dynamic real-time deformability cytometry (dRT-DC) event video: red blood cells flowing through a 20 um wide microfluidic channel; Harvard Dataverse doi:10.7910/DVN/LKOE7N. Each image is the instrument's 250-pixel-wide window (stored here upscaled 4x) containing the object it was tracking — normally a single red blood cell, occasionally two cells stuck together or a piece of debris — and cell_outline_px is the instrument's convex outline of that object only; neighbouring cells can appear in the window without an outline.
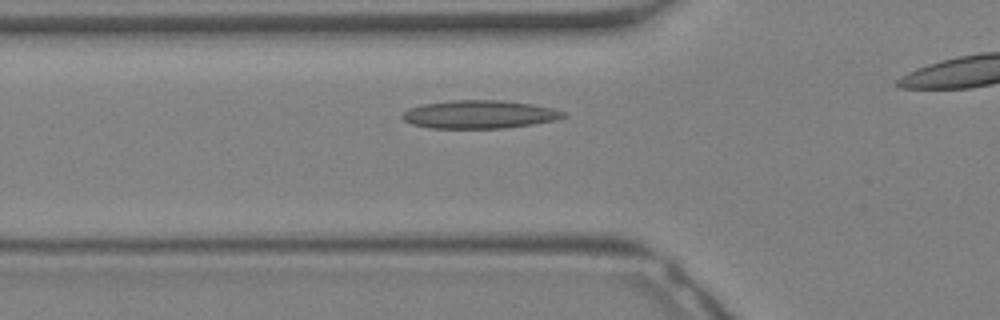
{"species": "Egyptian fruit bat (a non-hibernating species)", "species_latin": "Rousettus aegyptiacus", "temperature_condition": "warm", "stored_images_in_passage": 21, "camera_frame_rate_fps": 3000, "um_per_image_px": 0.085, "animal": {"sex": "female"}, "frame": {"image": 1, "passage_image": 5, "time_ms": 1.333, "image_size_px": [1000, 320], "cell_outline_px": [[568, 116], [556, 120], [532, 124], [504, 128], [432, 128], [412, 124], [404, 120], [400, 116], [408, 108], [424, 104], [448, 100], [504, 100], [532, 104], [552, 108], [568, 112]], "centroid_in_image_um": [40.78, 9.72], "position_along_channel_um": 85.0, "area_um2": 26.59}}
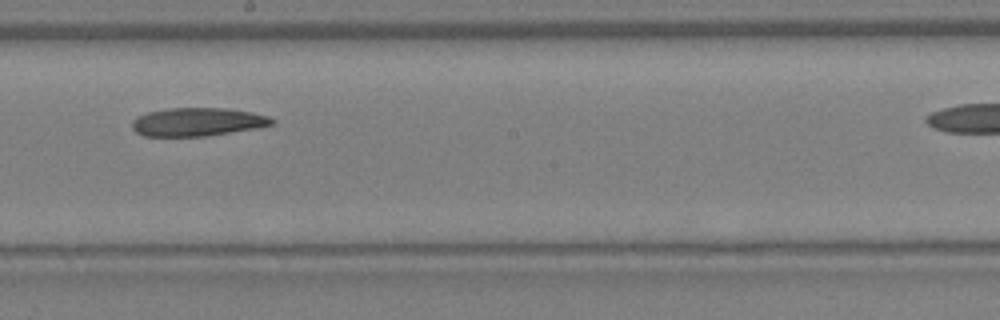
{"frame": {"image": 2, "passage_image": 12, "time_ms": 3.667, "image_size_px": [1000, 320], "cell_outline_px": [[276, 124], [256, 128], [204, 136], [144, 136], [136, 132], [132, 128], [132, 120], [136, 116], [148, 112], [168, 108], [224, 108], [252, 112], [268, 116], [276, 120]], "centroid_in_image_um": [16.79, 10.36], "position_along_channel_um": 231.4, "area_um2": 23.12}}
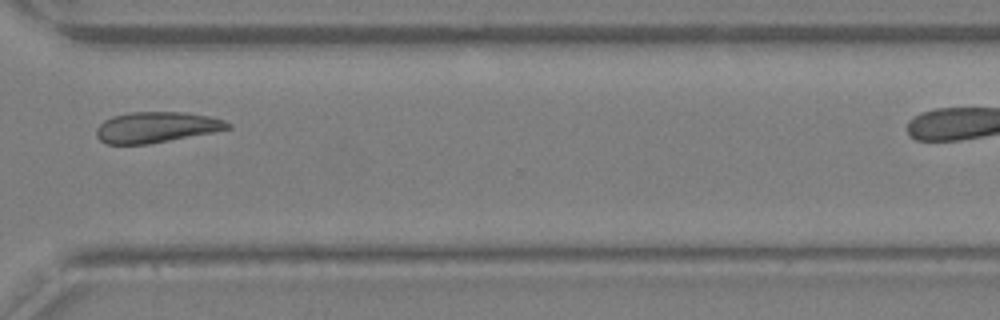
{"frame": {"image": 3, "passage_image": 18, "time_ms": 5.667, "image_size_px": [1000, 320], "cell_outline_px": [[232, 128], [216, 132], [148, 144], [104, 144], [96, 136], [96, 128], [104, 120], [112, 116], [128, 112], [184, 112], [208, 116], [224, 120], [232, 124]], "centroid_in_image_um": [13.29, 10.82], "position_along_channel_um": 357.3, "area_um2": 23.76}}